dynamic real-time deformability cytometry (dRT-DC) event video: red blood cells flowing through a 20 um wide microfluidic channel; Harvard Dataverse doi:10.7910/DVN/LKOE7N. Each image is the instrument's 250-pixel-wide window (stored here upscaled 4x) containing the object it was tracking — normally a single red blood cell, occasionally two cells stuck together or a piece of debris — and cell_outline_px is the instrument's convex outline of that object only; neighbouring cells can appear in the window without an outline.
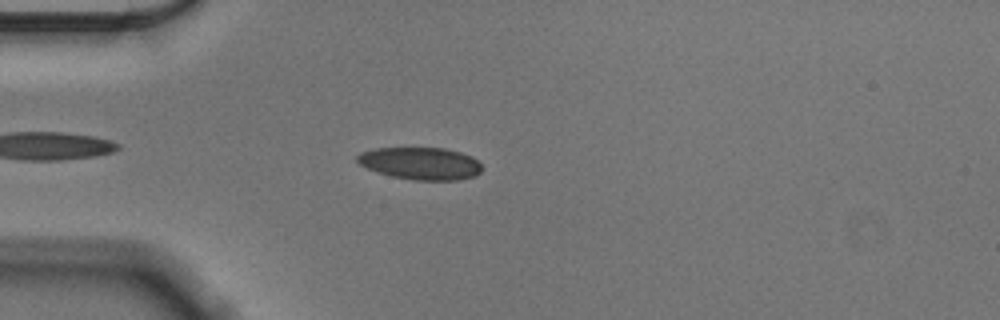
{"species": "Egyptian fruit bat (a non-hibernating species)", "species_latin": "Rousettus aegyptiacus", "temperature_condition": "cold", "stored_images_in_passage": 44, "camera_frame_rate_fps": 3000, "um_per_image_px": 0.085, "animal": {"sex": "male"}, "frame": {"image": 1, "passage_image": 6, "time_ms": 1.667, "image_size_px": [1000, 320], "cell_outline_px": [[480, 172], [476, 176], [456, 180], [412, 180], [392, 176], [368, 168], [360, 164], [356, 160], [356, 156], [360, 152], [376, 148], [444, 148], [460, 152], [472, 156], [480, 164]], "centroid_in_image_um": [35.75, 13.88], "position_along_channel_um": 49.3, "area_um2": 23.35}}
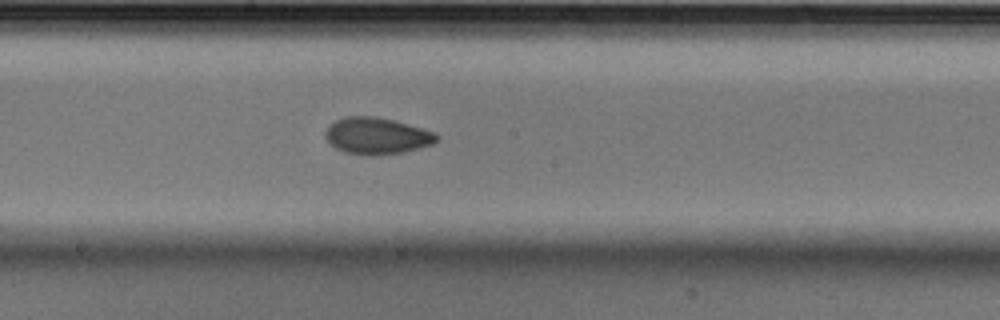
{"frame": {"image": 2, "passage_image": 21, "time_ms": 6.667, "image_size_px": [1000, 320], "cell_outline_px": [[440, 140], [432, 144], [420, 148], [404, 152], [380, 156], [364, 156], [344, 152], [336, 148], [328, 140], [324, 132], [336, 120], [344, 116], [376, 116], [392, 120], [436, 132], [440, 136]], "centroid_in_image_um": [32.07, 11.57], "position_along_channel_um": 216.1, "area_um2": 23.99}}
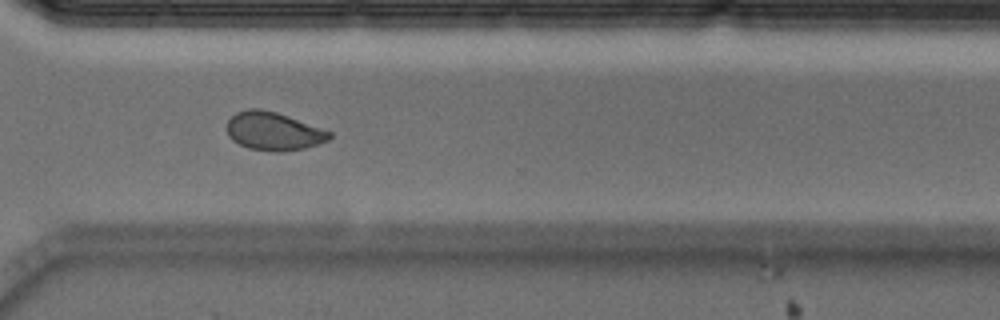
{"frame": {"image": 3, "passage_image": 32, "time_ms": 10.333, "image_size_px": [1000, 320], "cell_outline_px": [[332, 136], [328, 140], [304, 148], [276, 152], [272, 152], [248, 148], [232, 140], [228, 136], [228, 120], [236, 112], [248, 108], [260, 108], [276, 112], [288, 116], [332, 132]], "centroid_in_image_um": [23.23, 11.15], "position_along_channel_um": 347.4, "area_um2": 22.72}, "authors_computed_cell_mechanics": {"area_um2": 23.409, "velocity_mm_per_s": 3.5812, "shape_relaxation_time_tau1_ms": 7.1082, "shape_relaxation_time_tau2_ms": 1.9581, "deformation_change_tau1": 0.1332, "deformation_change_tau2": 0.0518}}